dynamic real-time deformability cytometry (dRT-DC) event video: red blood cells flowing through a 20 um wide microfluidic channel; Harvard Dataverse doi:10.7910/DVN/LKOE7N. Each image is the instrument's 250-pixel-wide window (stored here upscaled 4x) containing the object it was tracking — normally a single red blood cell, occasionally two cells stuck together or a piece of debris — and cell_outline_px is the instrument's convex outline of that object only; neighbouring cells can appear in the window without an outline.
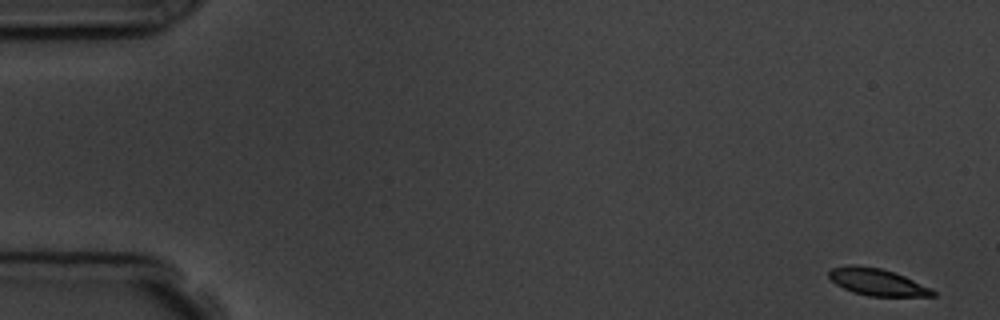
{"species": "common noctule bat (a hibernating species)", "species_latin": "Nyctalus noctula", "temperature_condition": "room temperature", "stored_images_in_passage": 5, "segment_of_instrument_passage": [2, 2], "camera_frame_rate_fps": 3000, "um_per_image_px": 0.085, "animal": {"sex": "male", "body_mass_g": 19.5, "forearm_length_mm": 54.6}, "frame": {"image": 1, "passage_image": 5, "time_ms": 5.667, "image_size_px": [1000, 320], "cell_outline_px": [[936, 296], [868, 296], [852, 292], [836, 284], [828, 276], [828, 272], [832, 268], [848, 264], [852, 264], [880, 268], [904, 276], [932, 288], [936, 292]], "centroid_in_image_um": [74.55, 23.97], "position_along_channel_um": 10.4, "area_um2": 16.3}}